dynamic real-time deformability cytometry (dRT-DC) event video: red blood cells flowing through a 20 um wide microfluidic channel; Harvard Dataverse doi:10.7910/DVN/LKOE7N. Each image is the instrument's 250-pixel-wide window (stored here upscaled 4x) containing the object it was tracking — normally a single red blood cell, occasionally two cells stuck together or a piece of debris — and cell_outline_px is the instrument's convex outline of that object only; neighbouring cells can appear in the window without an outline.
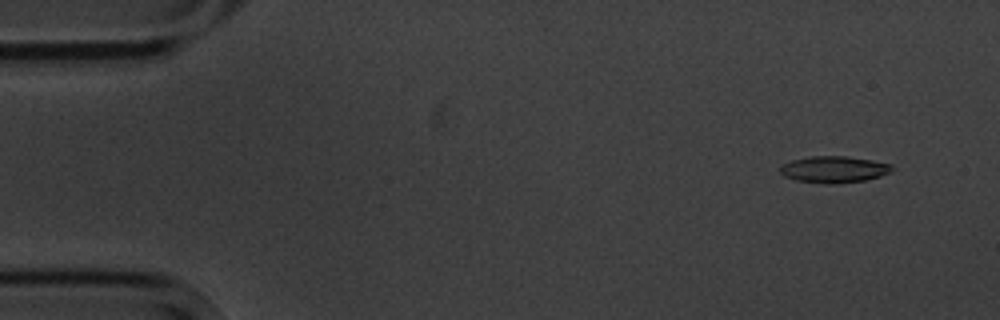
{"species": "common noctule bat (a hibernating species)", "species_latin": "Nyctalus noctula", "temperature_condition": "cold", "stored_images_in_passage": 5, "camera_frame_rate_fps": 3000, "um_per_image_px": 0.085, "animal": {"sex": "male", "body_mass_g": 20.1, "forearm_length_mm": 53.5}, "frame": {"image": 1, "passage_image": 1, "time_ms": 0.0, "image_size_px": [1000, 320], "cell_outline_px": [[892, 172], [880, 176], [864, 180], [832, 184], [824, 184], [796, 180], [784, 176], [780, 172], [780, 164], [792, 160], [812, 156], [848, 156], [872, 160], [892, 164]], "centroid_in_image_um": [70.87, 14.39], "position_along_channel_um": 14.1, "area_um2": 17.4}}
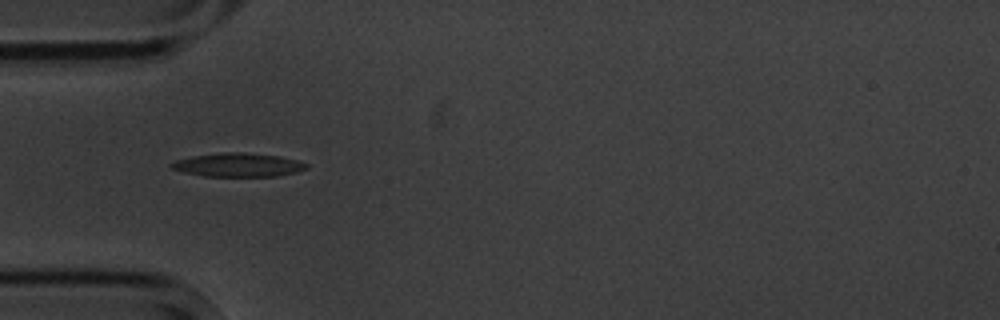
{"frame": {"image": 2, "passage_image": 4, "time_ms": 4.333, "image_size_px": [1000, 320], "cell_outline_px": [[308, 168], [296, 172], [276, 176], [204, 176], [184, 172], [172, 168], [168, 164], [176, 160], [192, 156], [224, 152], [244, 152], [280, 156], [296, 160], [308, 164]], "centroid_in_image_um": [20.24, 14.01], "position_along_channel_um": 64.8, "area_um2": 18.55}}
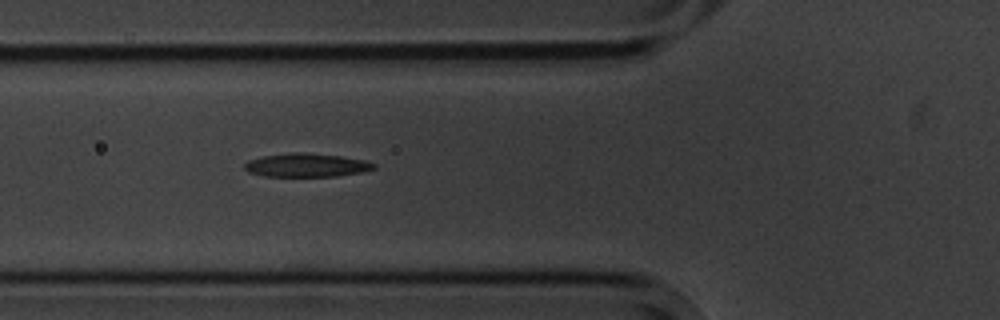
{"frame": {"image": 3, "passage_image": 5, "time_ms": 5.333, "image_size_px": [1000, 320], "cell_outline_px": [[376, 168], [360, 172], [336, 176], [264, 176], [248, 172], [244, 168], [244, 164], [248, 160], [260, 156], [292, 152], [304, 152], [340, 156], [364, 160], [376, 164]], "centroid_in_image_um": [26.01, 14.03], "position_along_channel_um": 99.8, "area_um2": 17.74}}